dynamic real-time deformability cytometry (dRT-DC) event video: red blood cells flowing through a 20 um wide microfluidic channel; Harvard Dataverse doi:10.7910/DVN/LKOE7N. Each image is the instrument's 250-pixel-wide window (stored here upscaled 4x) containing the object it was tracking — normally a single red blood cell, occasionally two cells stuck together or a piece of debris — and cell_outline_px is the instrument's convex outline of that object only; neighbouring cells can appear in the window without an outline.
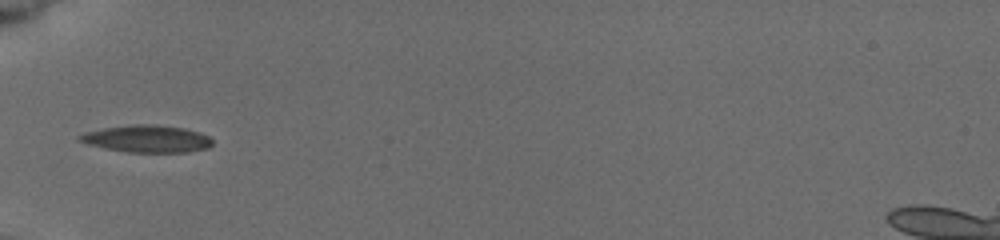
{"species": "common noctule bat (a hibernating species)", "species_latin": "Nyctalus noctula", "temperature_condition": "cold", "stored_images_in_passage": 27, "camera_frame_rate_fps": 3000, "um_per_image_px": 0.085, "animal": {"sex": "female", "body_mass_g": 19.5, "forearm_length_mm": 54.1}, "frame": {"image": 1, "passage_image": 1, "time_ms": 0.0, "image_size_px": [1000, 240], "cell_outline_px": [[212, 144], [208, 148], [188, 152], [128, 152], [104, 148], [88, 144], [76, 140], [76, 136], [84, 132], [104, 128], [136, 124], [156, 124], [184, 128], [200, 132], [208, 136], [212, 140]], "centroid_in_image_um": [12.47, 11.79], "position_along_channel_um": 72.5, "area_um2": 21.15}}
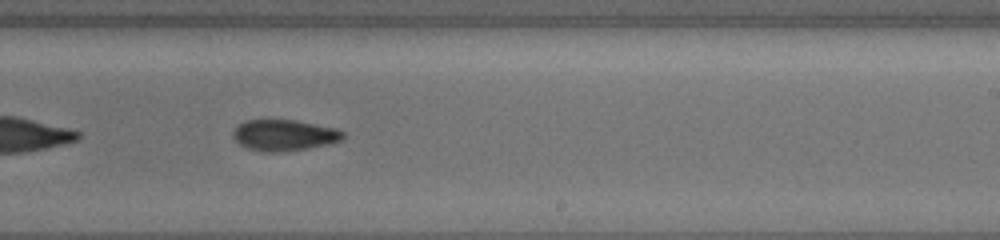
{"frame": {"image": 2, "passage_image": 13, "time_ms": 5.0, "image_size_px": [1000, 240], "cell_outline_px": [[344, 140], [332, 144], [284, 152], [264, 152], [248, 148], [240, 144], [232, 136], [232, 132], [240, 124], [248, 120], [296, 120], [336, 128], [344, 132]], "centroid_in_image_um": [24.21, 11.5], "position_along_channel_um": 264.8, "area_um2": 20.06}}
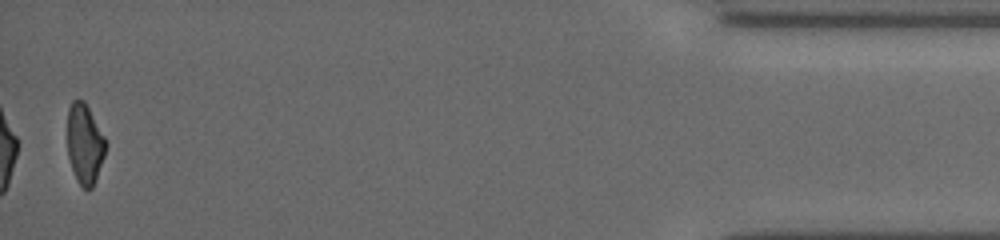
{"frame": {"image": 3, "passage_image": 27, "time_ms": 11.0, "image_size_px": [1000, 240], "cell_outline_px": [[104, 156], [92, 188], [84, 188], [76, 180], [68, 156], [68, 108], [72, 100], [84, 100], [104, 136]], "centroid_in_image_um": [7.17, 12.21], "position_along_channel_um": 428.0, "area_um2": 17.4}, "authors_computed_cell_mechanics": {"area_um2": 19.9988, "velocity_mm_per_s": 3.9046, "shape_relaxation_time_tau1_ms": 7.3065, "shape_relaxation_time_tau2_ms": 5.4938, "deformation_change_tau1": 0.1836, "deformation_change_tau2": 0.1226}}